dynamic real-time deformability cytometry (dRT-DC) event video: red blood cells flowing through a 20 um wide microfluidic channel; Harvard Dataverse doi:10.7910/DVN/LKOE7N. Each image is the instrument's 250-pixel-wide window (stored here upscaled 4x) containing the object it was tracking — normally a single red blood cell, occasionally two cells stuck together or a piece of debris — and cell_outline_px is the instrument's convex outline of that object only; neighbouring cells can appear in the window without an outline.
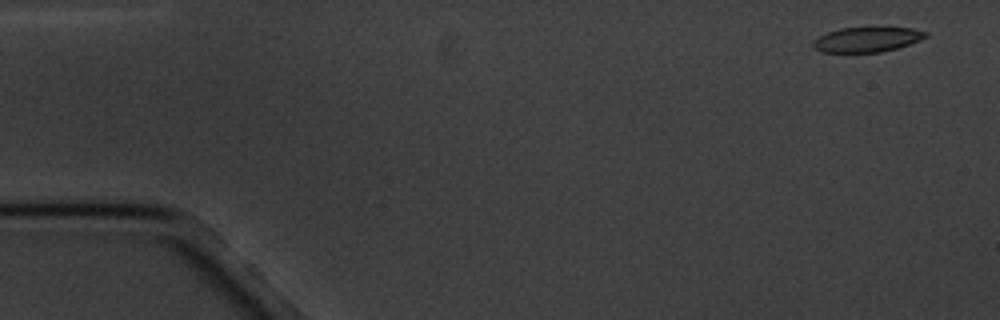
{"species": "common noctule bat (a hibernating species)", "species_latin": "Nyctalus noctula", "temperature_condition": "cold", "stored_images_in_passage": 5, "segment_of_instrument_passage": [1, 2], "camera_frame_rate_fps": 3000, "um_per_image_px": 0.085, "animal": {"sex": "male", "body_mass_g": 20.1, "forearm_length_mm": 53.5}, "frame": {"image": 1, "passage_image": 1, "time_ms": 0.0, "image_size_px": [1000, 320], "cell_outline_px": [[928, 36], [920, 40], [896, 48], [880, 52], [820, 52], [812, 48], [812, 40], [828, 32], [840, 28], [912, 28], [928, 32]], "centroid_in_image_um": [73.66, 3.36], "position_along_channel_um": 11.3, "area_um2": 16.24}}